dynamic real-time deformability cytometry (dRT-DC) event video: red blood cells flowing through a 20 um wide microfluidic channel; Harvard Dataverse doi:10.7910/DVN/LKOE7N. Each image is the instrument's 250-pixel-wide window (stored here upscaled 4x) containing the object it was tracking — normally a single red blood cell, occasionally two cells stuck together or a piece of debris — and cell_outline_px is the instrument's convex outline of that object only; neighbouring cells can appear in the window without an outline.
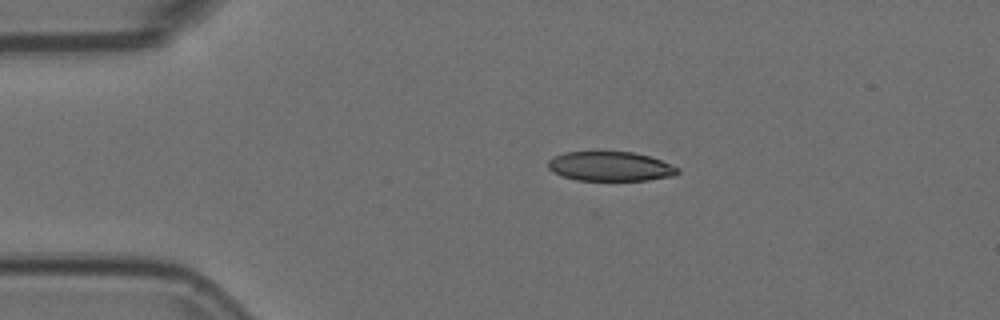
{"species": "Egyptian fruit bat (a non-hibernating species)", "species_latin": "Rousettus aegyptiacus", "temperature_condition": "room temperature", "stored_images_in_passage": 44, "camera_frame_rate_fps": 3000, "um_per_image_px": 0.085, "animal": {"sex": "female"}, "frame": {"image": 1, "passage_image": 1, "time_ms": 0.0, "image_size_px": [1000, 320], "cell_outline_px": [[680, 172], [676, 176], [648, 180], [576, 180], [560, 176], [552, 172], [548, 168], [548, 160], [552, 156], [564, 152], [632, 152], [648, 156], [660, 160], [680, 168]], "centroid_in_image_um": [51.86, 14.15], "position_along_channel_um": 33.1, "area_um2": 22.43}}
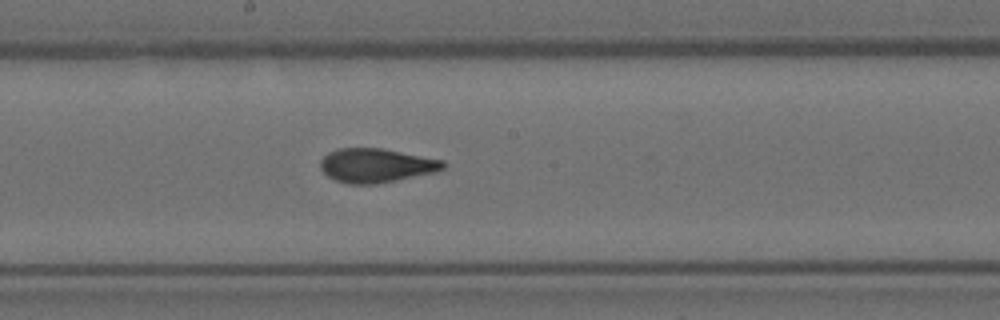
{"frame": {"image": 2, "passage_image": 19, "time_ms": 6.0, "image_size_px": [1000, 320], "cell_outline_px": [[448, 164], [444, 168], [436, 172], [376, 184], [348, 184], [336, 180], [328, 176], [320, 168], [320, 160], [328, 152], [340, 148], [380, 148], [444, 160]], "centroid_in_image_um": [31.98, 14.06], "position_along_channel_um": 216.2, "area_um2": 24.33}}
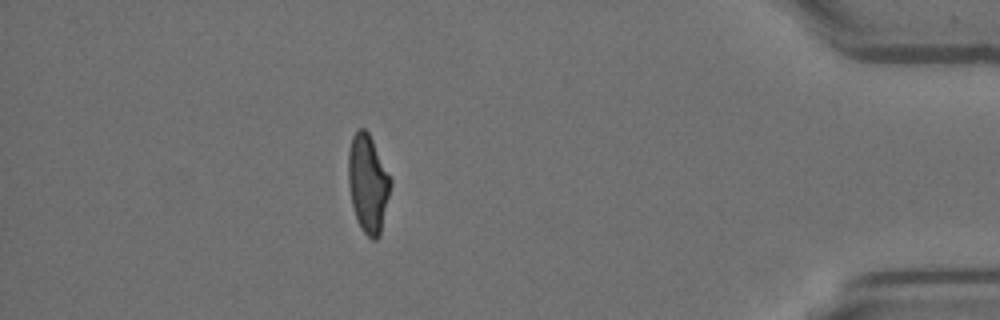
{"frame": {"image": 3, "passage_image": 38, "time_ms": 12.333, "image_size_px": [1000, 320], "cell_outline_px": [[392, 184], [380, 236], [376, 240], [372, 240], [360, 228], [352, 204], [348, 184], [348, 152], [352, 136], [360, 128], [364, 128], [368, 132], [392, 180]], "centroid_in_image_um": [31.28, 15.62], "position_along_channel_um": 403.9, "area_um2": 24.1}, "authors_computed_cell_mechanics": {"area_um2": 24.4494, "velocity_mm_per_s": 3.7254, "shape_relaxation_time_tau1_ms": null, "shape_relaxation_time_tau2_ms": 1.3983, "deformation_change_tau1": null, "deformation_change_tau2": 0.0755}}